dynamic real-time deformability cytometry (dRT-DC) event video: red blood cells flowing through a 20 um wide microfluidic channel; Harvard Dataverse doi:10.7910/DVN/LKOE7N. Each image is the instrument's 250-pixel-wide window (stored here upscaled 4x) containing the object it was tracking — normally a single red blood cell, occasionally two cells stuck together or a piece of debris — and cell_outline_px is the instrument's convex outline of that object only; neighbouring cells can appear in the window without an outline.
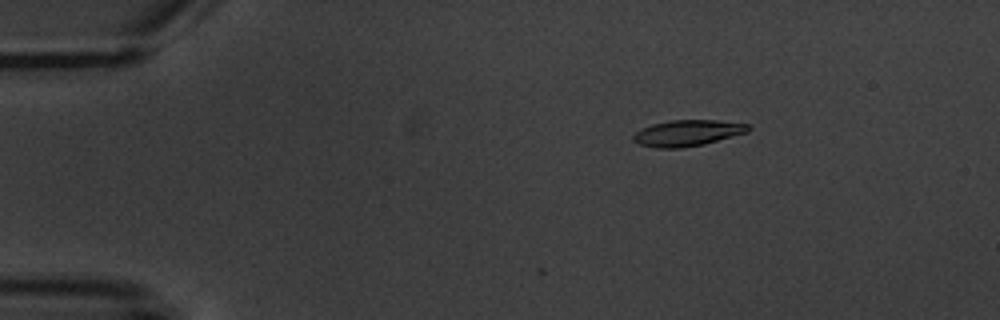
{"species": "common noctule bat (a hibernating species)", "species_latin": "Nyctalus noctula", "temperature_condition": "warm", "stored_images_in_passage": 11, "camera_frame_rate_fps": 3000, "um_per_image_px": 0.085, "animal": {"sex": "male", "body_mass_g": 20.1, "forearm_length_mm": 53.5}, "frame": {"image": 1, "passage_image": 3, "time_ms": 2.333, "image_size_px": [1000, 320], "cell_outline_px": [[752, 128], [748, 132], [704, 144], [680, 148], [656, 148], [640, 144], [632, 140], [632, 136], [636, 132], [652, 124], [672, 120], [716, 120], [748, 124]], "centroid_in_image_um": [58.45, 11.31], "position_along_channel_um": 26.5, "area_um2": 17.4}}